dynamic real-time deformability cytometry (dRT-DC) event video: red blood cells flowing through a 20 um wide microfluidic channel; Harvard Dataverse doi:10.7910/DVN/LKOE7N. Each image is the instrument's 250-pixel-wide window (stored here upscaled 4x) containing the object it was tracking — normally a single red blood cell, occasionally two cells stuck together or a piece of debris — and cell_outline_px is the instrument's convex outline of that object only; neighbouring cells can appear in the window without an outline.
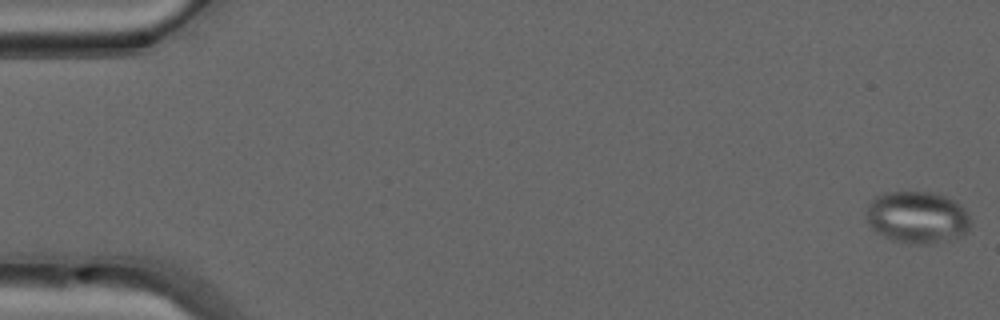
{"species": "common noctule bat (a hibernating species)", "species_latin": "Nyctalus noctula", "temperature_condition": "warm", "stored_images_in_passage": 50, "camera_frame_rate_fps": 3000, "um_per_image_px": 0.085, "animal": {"sex": "male", "forearm_length_mm": 52.5}, "frame": {"image": 1, "passage_image": 1, "time_ms": 0.0, "image_size_px": [1000, 320], "cell_outline_px": [[968, 232], [956, 240], [932, 244], [908, 244], [892, 240], [876, 232], [868, 224], [868, 204], [876, 196], [884, 192], [932, 192], [948, 196], [956, 200], [968, 212]], "centroid_in_image_um": [78.01, 18.49], "position_along_channel_um": 7.0, "area_um2": 32.08}}
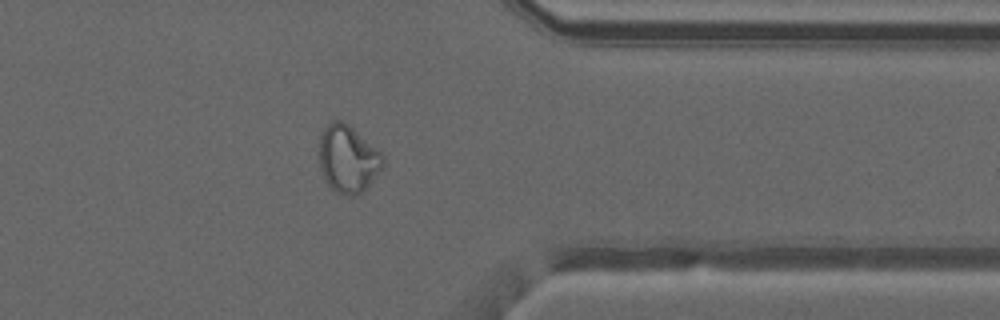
{"frame": {"image": 2, "passage_image": 40, "time_ms": 13.0, "image_size_px": [1000, 320], "cell_outline_px": [[384, 164], [364, 192], [356, 196], [352, 196], [336, 192], [328, 184], [320, 168], [320, 136], [324, 128], [332, 120], [340, 120], [348, 124], [380, 152], [384, 156]], "centroid_in_image_um": [29.58, 13.52], "position_along_channel_um": 381.8, "area_um2": 24.74}}
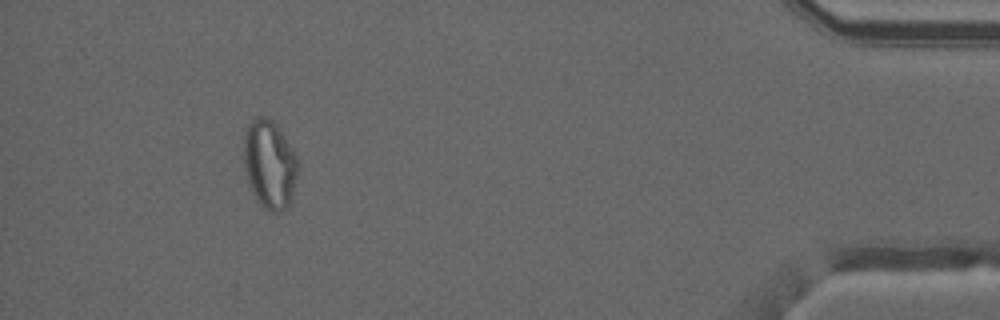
{"frame": {"image": 3, "passage_image": 46, "time_ms": 15.0, "image_size_px": [1000, 320], "cell_outline_px": [[296, 176], [292, 192], [288, 204], [280, 212], [272, 212], [264, 208], [260, 204], [252, 192], [248, 184], [244, 168], [244, 136], [248, 124], [252, 120], [260, 116], [264, 116], [272, 120], [276, 124], [296, 156]], "centroid_in_image_um": [22.86, 13.96], "position_along_channel_um": 412.3, "area_um2": 27.34}, "authors_computed_cell_mechanics": {"area_um2": 27.4261, "velocity_mm_per_s": 4.1398, "shape_relaxation_time_tau1_ms": null, "shape_relaxation_time_tau2_ms": 1.9629, "deformation_change_tau1": null, "deformation_change_tau2": 0.0715}}